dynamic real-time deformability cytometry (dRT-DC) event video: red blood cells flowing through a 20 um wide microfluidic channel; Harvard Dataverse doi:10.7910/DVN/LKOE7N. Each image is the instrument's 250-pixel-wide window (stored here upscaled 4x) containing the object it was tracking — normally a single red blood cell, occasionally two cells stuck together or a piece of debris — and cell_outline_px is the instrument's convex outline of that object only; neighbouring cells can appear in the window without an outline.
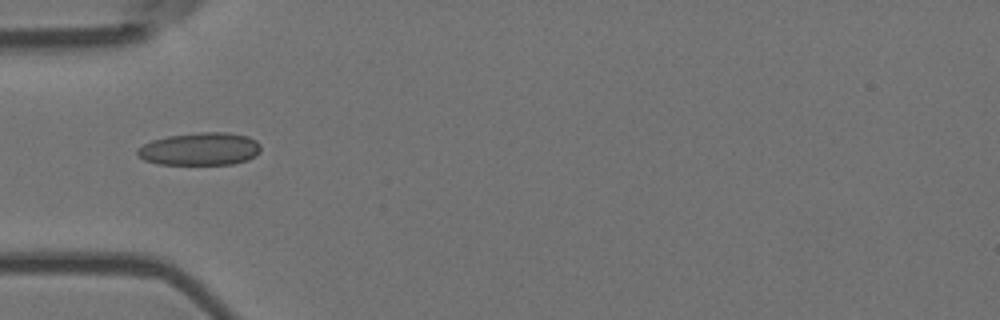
{"species": "Egyptian fruit bat (a non-hibernating species)", "species_latin": "Rousettus aegyptiacus", "temperature_condition": "room temperature", "stored_images_in_passage": 3, "camera_frame_rate_fps": 3000, "um_per_image_px": 0.085, "animal": {"sex": "female"}, "frame": {"image": 1, "passage_image": 1, "time_ms": 0.0, "image_size_px": [1000, 320], "cell_outline_px": [[260, 152], [256, 156], [248, 160], [232, 164], [156, 164], [144, 160], [136, 152], [136, 148], [152, 140], [168, 136], [200, 132], [228, 132], [248, 136], [256, 140], [260, 144]], "centroid_in_image_um": [17.02, 12.66], "position_along_channel_um": 68.0, "area_um2": 23.7}}
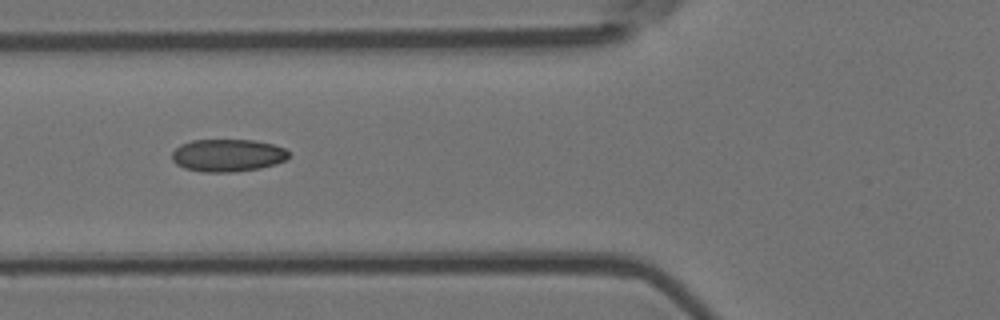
{"frame": {"image": 2, "passage_image": 2, "time_ms": 0.333, "image_size_px": [1000, 320], "cell_outline_px": [[288, 156], [284, 160], [276, 164], [260, 168], [232, 172], [204, 172], [184, 168], [176, 164], [172, 160], [172, 152], [180, 144], [192, 140], [256, 140], [272, 144], [284, 148], [288, 152]], "centroid_in_image_um": [19.32, 13.2], "position_along_channel_um": 106.5, "area_um2": 22.14}}
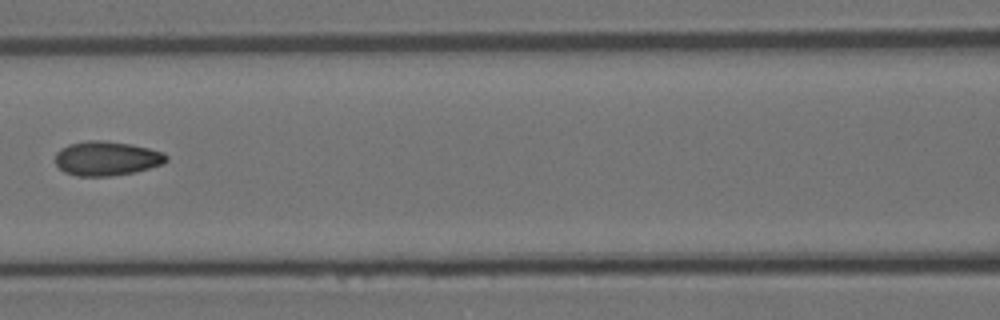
{"frame": {"image": 3, "passage_image": 3, "time_ms": 0.667, "image_size_px": [1000, 320], "cell_outline_px": [[168, 160], [160, 164], [148, 168], [132, 172], [112, 176], [76, 176], [64, 172], [56, 164], [56, 152], [60, 148], [68, 144], [88, 140], [96, 140], [132, 144], [164, 152], [168, 156]], "centroid_in_image_um": [9.04, 13.46], "position_along_channel_um": 157.6, "area_um2": 22.14}}